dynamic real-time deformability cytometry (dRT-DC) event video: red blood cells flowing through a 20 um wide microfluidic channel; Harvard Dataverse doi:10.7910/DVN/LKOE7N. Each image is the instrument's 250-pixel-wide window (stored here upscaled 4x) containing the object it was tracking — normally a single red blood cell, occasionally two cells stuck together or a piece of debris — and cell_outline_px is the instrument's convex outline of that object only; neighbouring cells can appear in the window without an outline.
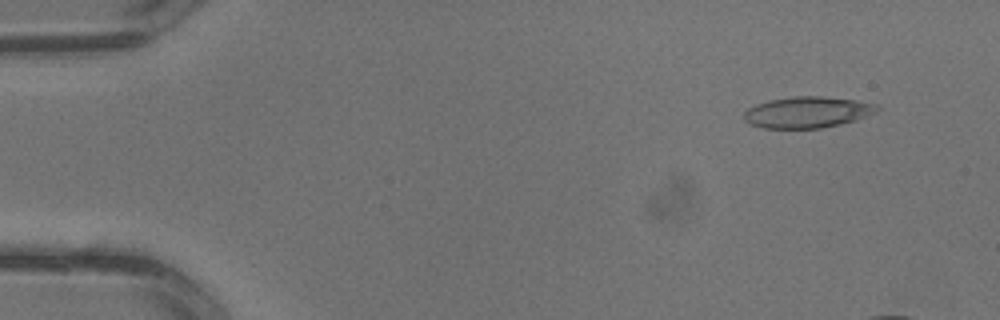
{"species": "common noctule bat (a hibernating species)", "species_latin": "Nyctalus noctula", "temperature_condition": "warm", "stored_images_in_passage": 4, "camera_frame_rate_fps": 3000, "um_per_image_px": 0.085, "animal": {"sex": "male", "body_mass_g": 13.3}, "frame": {"image": 1, "passage_image": 1, "time_ms": 0.0, "image_size_px": [1000, 320], "cell_outline_px": [[880, 108], [876, 112], [856, 120], [840, 124], [820, 128], [764, 128], [752, 124], [744, 120], [744, 112], [748, 108], [756, 104], [772, 100], [792, 96], [824, 96], [852, 100], [876, 104]], "centroid_in_image_um": [68.62, 9.54], "position_along_channel_um": 16.4, "area_um2": 23.99}}